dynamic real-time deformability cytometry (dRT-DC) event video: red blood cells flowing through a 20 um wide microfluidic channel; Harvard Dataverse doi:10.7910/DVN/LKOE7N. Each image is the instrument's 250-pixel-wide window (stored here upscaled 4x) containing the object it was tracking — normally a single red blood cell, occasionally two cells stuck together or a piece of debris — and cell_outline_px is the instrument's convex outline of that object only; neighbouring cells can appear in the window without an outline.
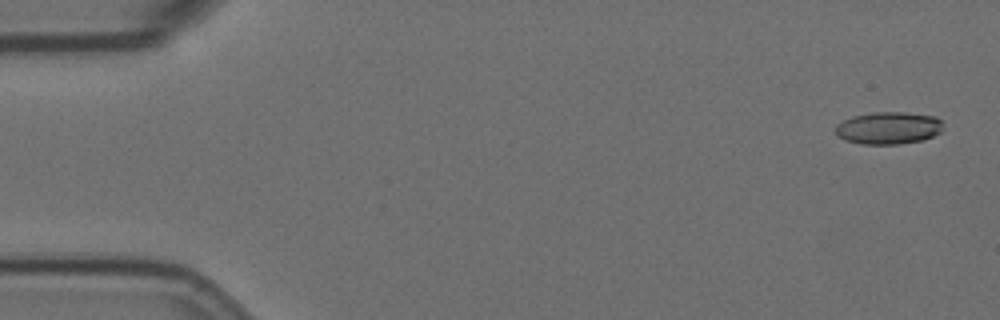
{"species": "Egyptian fruit bat (a non-hibernating species)", "species_latin": "Rousettus aegyptiacus", "temperature_condition": "room temperature", "stored_images_in_passage": 57, "camera_frame_rate_fps": 3000, "um_per_image_px": 0.085, "animal": {"sex": "female"}, "frame": {"image": 1, "passage_image": 2, "time_ms": 0.333, "image_size_px": [1000, 320], "cell_outline_px": [[940, 132], [924, 140], [900, 144], [860, 144], [844, 140], [836, 132], [836, 124], [852, 116], [872, 112], [904, 112], [936, 116], [940, 120]], "centroid_in_image_um": [75.5, 10.88], "position_along_channel_um": 9.5, "area_um2": 20.23}}
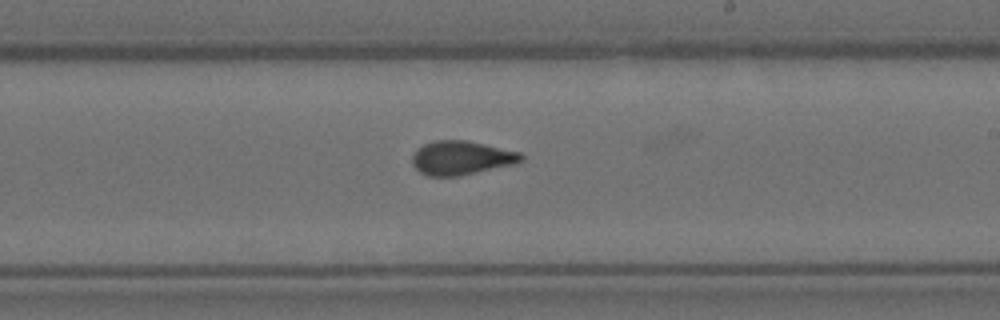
{"frame": {"image": 2, "passage_image": 33, "time_ms": 10.667, "image_size_px": [1000, 320], "cell_outline_px": [[524, 160], [512, 164], [456, 176], [428, 176], [420, 172], [412, 164], [412, 156], [416, 148], [424, 144], [436, 140], [464, 140], [484, 144], [520, 152], [524, 156]], "centroid_in_image_um": [39.17, 13.41], "position_along_channel_um": 249.8, "area_um2": 21.27}}
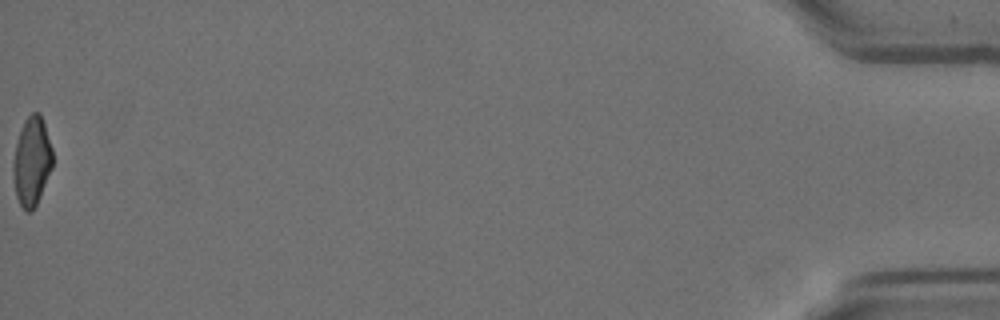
{"frame": {"image": 3, "passage_image": 57, "time_ms": 18.667, "image_size_px": [1000, 320], "cell_outline_px": [[52, 168], [40, 196], [32, 212], [24, 212], [16, 196], [12, 176], [12, 164], [16, 144], [20, 128], [24, 120], [32, 112], [40, 112], [52, 148]], "centroid_in_image_um": [2.68, 13.73], "position_along_channel_um": 432.5, "area_um2": 20.58}, "authors_computed_cell_mechanics": {"area_um2": 21.2704, "velocity_mm_per_s": 3.5813, "shape_relaxation_time_tau1_ms": null, "shape_relaxation_time_tau2_ms": 1.3618, "deformation_change_tau1": null, "deformation_change_tau2": 0.0651}}